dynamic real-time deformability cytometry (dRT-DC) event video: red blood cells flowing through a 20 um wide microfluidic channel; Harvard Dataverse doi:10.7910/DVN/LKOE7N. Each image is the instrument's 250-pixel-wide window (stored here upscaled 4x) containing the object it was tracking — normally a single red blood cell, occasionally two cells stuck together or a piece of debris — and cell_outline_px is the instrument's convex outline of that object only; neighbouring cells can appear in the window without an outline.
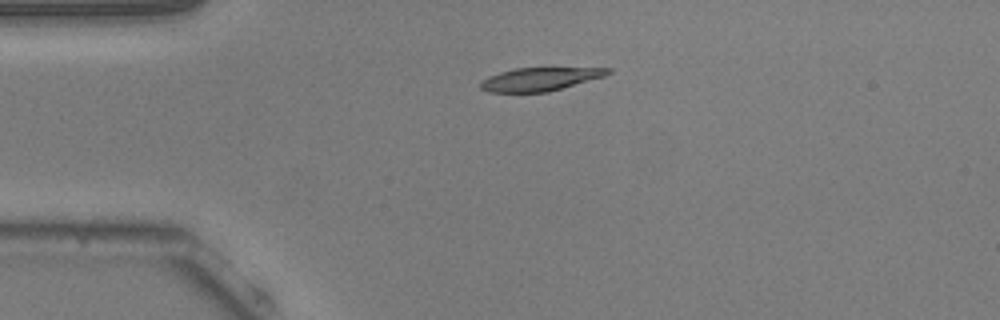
{"species": "common noctule bat (a hibernating species)", "species_latin": "Nyctalus noctula", "temperature_condition": "warm", "stored_images_in_passage": 5, "camera_frame_rate_fps": 3000, "um_per_image_px": 0.085, "animal": {"sex": "male", "body_mass_g": 20.5, "forearm_length_mm": 52.5}, "frame": {"image": 1, "passage_image": 1, "time_ms": 0.0, "image_size_px": [1000, 320], "cell_outline_px": [[612, 72], [604, 76], [548, 92], [488, 92], [480, 88], [480, 80], [488, 76], [500, 72], [516, 68], [612, 68]], "centroid_in_image_um": [45.86, 6.73], "position_along_channel_um": 39.1, "area_um2": 17.17}}